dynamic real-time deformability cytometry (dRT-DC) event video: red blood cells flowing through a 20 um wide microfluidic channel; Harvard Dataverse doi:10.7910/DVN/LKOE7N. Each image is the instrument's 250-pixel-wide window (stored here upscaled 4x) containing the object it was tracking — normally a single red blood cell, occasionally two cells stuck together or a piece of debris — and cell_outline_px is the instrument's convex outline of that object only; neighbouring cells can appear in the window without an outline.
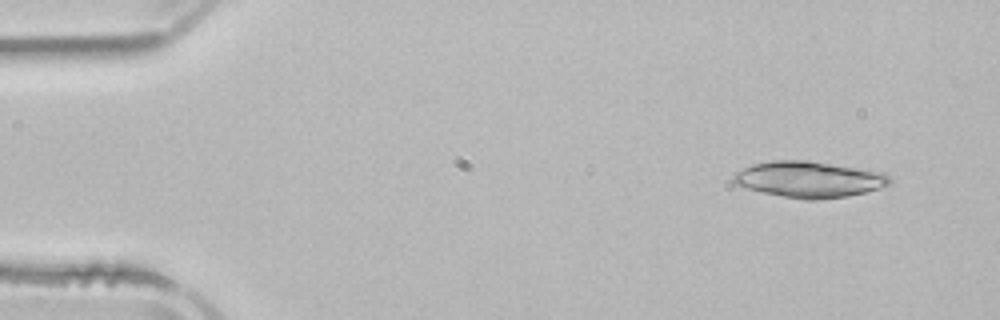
{"species": "common noctule bat (a hibernating species)", "species_latin": "Nyctalus noctula", "temperature_condition": "room temperature", "stored_images_in_passage": 4, "camera_frame_rate_fps": 3000, "um_per_image_px": 0.085, "animal": {"sex": "male", "body_mass_g": 21.5, "forearm_length_mm": 52.0}, "frame": {"image": 1, "passage_image": 1, "time_ms": 0.0, "image_size_px": [1000, 320], "cell_outline_px": [[892, 184], [880, 188], [848, 196], [820, 200], [804, 200], [744, 188], [732, 184], [732, 176], [736, 172], [752, 164], [772, 160], [804, 160], [884, 172], [892, 180]], "centroid_in_image_um": [68.75, 15.25], "position_along_channel_um": 16.2, "area_um2": 32.95}}